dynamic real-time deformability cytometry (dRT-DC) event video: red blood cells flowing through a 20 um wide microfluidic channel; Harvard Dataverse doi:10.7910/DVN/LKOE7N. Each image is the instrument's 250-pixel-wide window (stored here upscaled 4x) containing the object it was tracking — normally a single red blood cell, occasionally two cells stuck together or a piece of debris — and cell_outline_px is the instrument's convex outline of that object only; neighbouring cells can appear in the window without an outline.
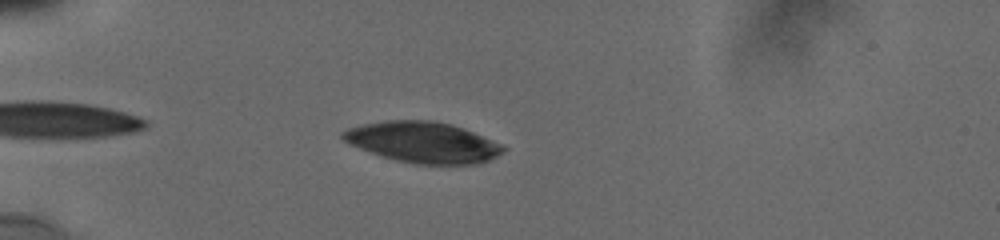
{"species": "human", "species_latin": "Homo sapiens", "temperature_condition": "cold", "stored_images_in_passage": 34, "camera_frame_rate_fps": 3000, "um_per_image_px": 0.085, "donor": {"sex": "male"}, "frame": {"image": 1, "passage_image": 4, "time_ms": 0.667, "image_size_px": [1000, 240], "cell_outline_px": [[508, 148], [504, 152], [480, 164], [412, 164], [396, 160], [348, 144], [340, 136], [340, 132], [348, 128], [360, 124], [388, 120], [432, 120], [452, 124], [464, 128], [492, 140]], "centroid_in_image_um": [35.95, 12.08], "position_along_channel_um": 49.1, "area_um2": 38.26}}
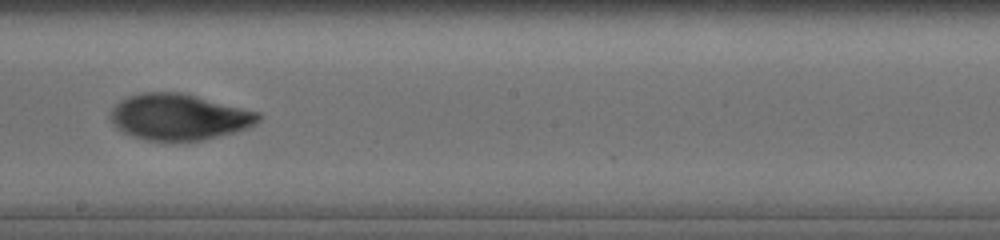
{"frame": {"image": 2, "passage_image": 22, "time_ms": 6.333, "image_size_px": [1000, 240], "cell_outline_px": [[260, 120], [256, 124], [248, 128], [236, 132], [204, 140], [148, 140], [132, 136], [116, 128], [112, 124], [108, 116], [112, 108], [120, 100], [128, 96], [144, 92], [180, 92], [260, 112]], "centroid_in_image_um": [15.2, 9.94], "position_along_channel_um": 233.0, "area_um2": 39.82}}
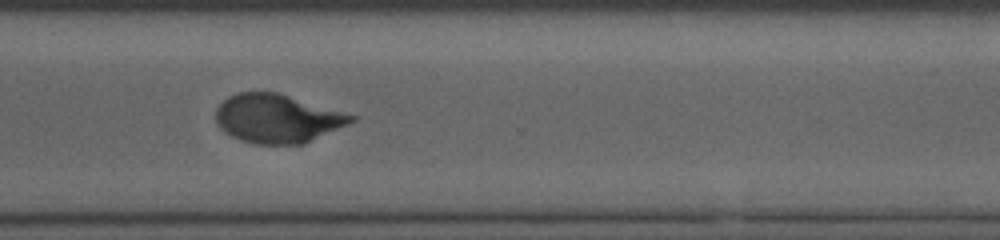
{"frame": {"image": 3, "passage_image": 33, "time_ms": 9.333, "image_size_px": [1000, 240], "cell_outline_px": [[356, 120], [348, 124], [304, 144], [256, 144], [240, 140], [224, 132], [220, 128], [216, 120], [216, 108], [228, 96], [236, 92], [276, 92], [356, 116]], "centroid_in_image_um": [23.54, 10.08], "position_along_channel_um": 347.1, "area_um2": 38.09}}